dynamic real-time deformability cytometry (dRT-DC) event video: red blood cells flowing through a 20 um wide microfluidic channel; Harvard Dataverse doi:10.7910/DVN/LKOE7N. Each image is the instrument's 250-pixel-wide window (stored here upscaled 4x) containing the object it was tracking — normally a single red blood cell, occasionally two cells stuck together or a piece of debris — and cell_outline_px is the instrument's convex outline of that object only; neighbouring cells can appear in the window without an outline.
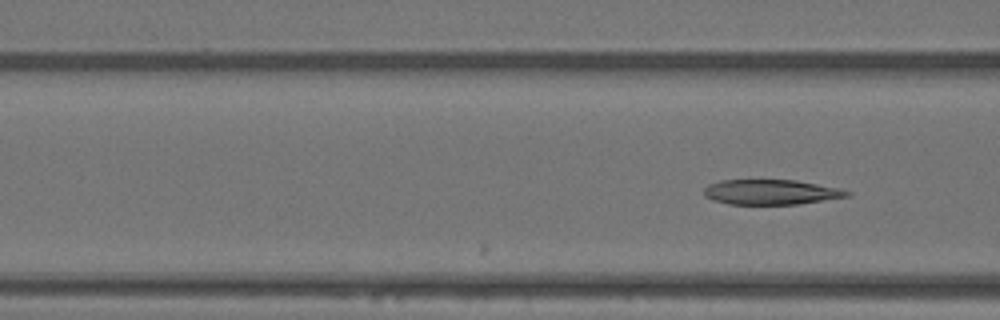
{"species": "Egyptian fruit bat (a non-hibernating species)", "species_latin": "Rousettus aegyptiacus", "temperature_condition": "warm", "stored_images_in_passage": 6, "camera_frame_rate_fps": 3000, "um_per_image_px": 0.085, "animal": {"sex": "female"}, "frame": {"image": 1, "passage_image": 6, "time_ms": 1.667, "image_size_px": [1000, 320], "cell_outline_px": [[852, 192], [848, 196], [800, 204], [728, 204], [712, 200], [704, 196], [704, 188], [708, 184], [720, 180], [796, 180], [840, 188]], "centroid_in_image_um": [65.51, 16.32], "position_along_channel_um": 101.1, "area_um2": 20.92}}